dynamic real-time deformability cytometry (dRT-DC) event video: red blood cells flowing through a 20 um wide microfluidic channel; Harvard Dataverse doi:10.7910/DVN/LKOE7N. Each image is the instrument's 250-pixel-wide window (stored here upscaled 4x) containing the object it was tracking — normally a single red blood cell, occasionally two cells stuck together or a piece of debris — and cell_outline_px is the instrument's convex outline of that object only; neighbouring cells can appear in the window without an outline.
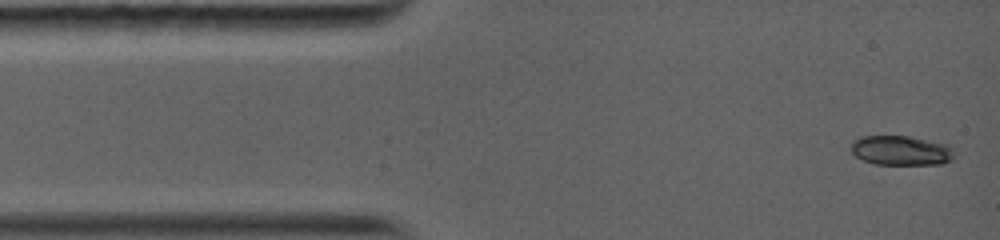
{"species": "common noctule bat (a hibernating species)", "species_latin": "Nyctalus noctula", "temperature_condition": "warm", "stored_images_in_passage": 45, "camera_frame_rate_fps": 5000, "um_per_image_px": 0.085, "animal": {"sex": "female", "body_mass_g": 19.0, "forearm_length_mm": 56.7}, "frame": {"image": 1, "passage_image": 1, "time_ms": 0.0, "image_size_px": [1000, 240], "cell_outline_px": [[952, 160], [940, 164], [876, 164], [864, 160], [856, 156], [852, 152], [852, 140], [860, 136], [908, 136], [948, 144], [952, 148]], "centroid_in_image_um": [76.58, 12.78], "position_along_channel_um": 8.4, "area_um2": 17.69}}
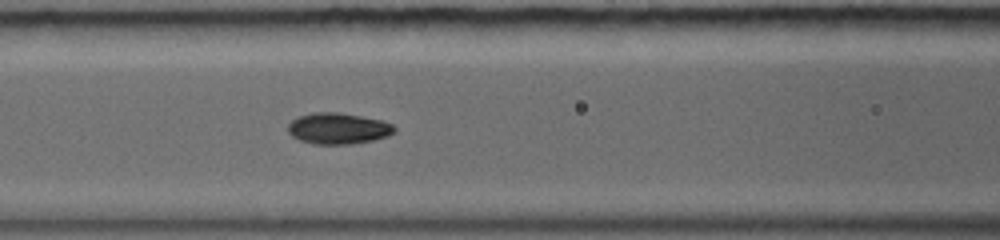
{"frame": {"image": 2, "passage_image": 22, "time_ms": 4.8, "image_size_px": [1000, 240], "cell_outline_px": [[396, 132], [388, 136], [372, 140], [352, 144], [316, 144], [300, 140], [292, 136], [288, 132], [288, 124], [292, 120], [300, 116], [312, 112], [336, 112], [360, 116], [380, 120], [392, 124], [396, 128]], "centroid_in_image_um": [28.74, 10.92], "position_along_channel_um": 137.9, "area_um2": 19.25}}
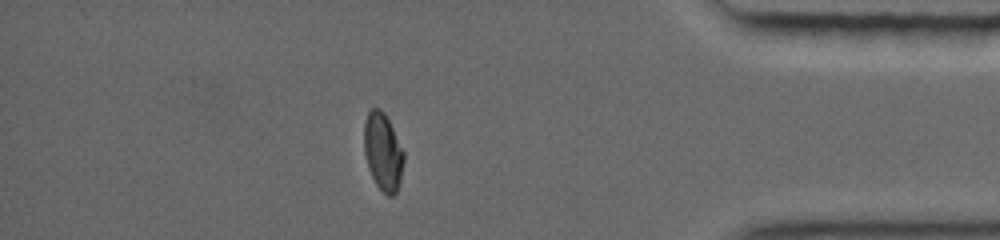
{"frame": {"image": 3, "passage_image": 39, "time_ms": 12.0, "image_size_px": [1000, 240], "cell_outline_px": [[404, 160], [400, 180], [396, 192], [392, 196], [388, 196], [376, 184], [368, 168], [364, 152], [364, 124], [368, 112], [372, 108], [380, 108], [384, 112], [404, 152]], "centroid_in_image_um": [32.54, 12.89], "position_along_channel_um": 402.7, "area_um2": 17.74}, "authors_computed_cell_mechanics": {"area_um2": 18.7272, "velocity_mm_per_s": 4.1482, "shape_relaxation_time_tau1_ms": 8.8001, "shape_relaxation_time_tau2_ms": null, "deformation_change_tau1": 0.2924, "deformation_change_tau2": null}}